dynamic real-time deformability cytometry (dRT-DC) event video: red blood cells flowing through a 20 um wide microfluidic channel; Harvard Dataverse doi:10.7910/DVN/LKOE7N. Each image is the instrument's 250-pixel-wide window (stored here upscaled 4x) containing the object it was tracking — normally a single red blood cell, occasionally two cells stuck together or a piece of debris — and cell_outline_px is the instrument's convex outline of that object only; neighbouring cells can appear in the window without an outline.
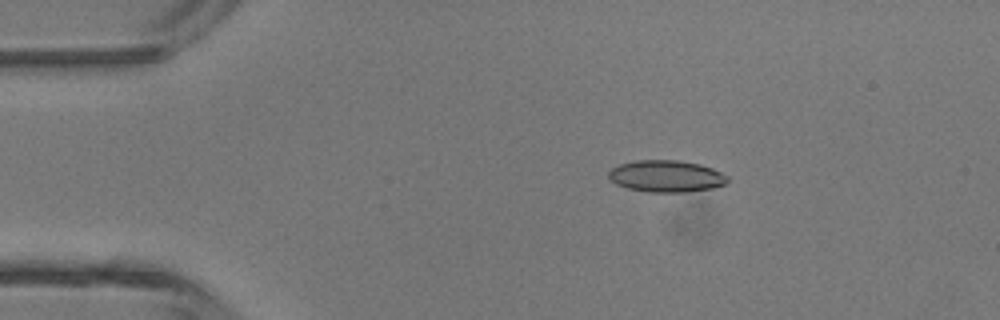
{"species": "common noctule bat (a hibernating species)", "species_latin": "Nyctalus noctula", "temperature_condition": "room temperature", "stored_images_in_passage": 4, "camera_frame_rate_fps": 3000, "um_per_image_px": 0.085, "animal": {"sex": "male", "body_mass_g": 13.3}, "frame": {"image": 1, "passage_image": 2, "time_ms": 0.333, "image_size_px": [1000, 320], "cell_outline_px": [[728, 180], [724, 184], [712, 188], [684, 192], [648, 192], [628, 188], [616, 184], [608, 180], [608, 172], [612, 168], [620, 164], [636, 160], [676, 160], [700, 164], [712, 168], [728, 176]], "centroid_in_image_um": [56.6, 14.97], "position_along_channel_um": 28.4, "area_um2": 22.02}}
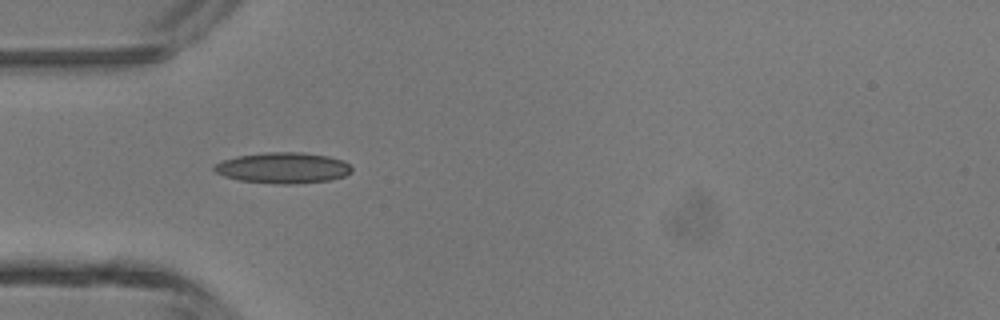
{"frame": {"image": 2, "passage_image": 3, "time_ms": 0.667, "image_size_px": [1000, 320], "cell_outline_px": [[352, 172], [344, 176], [328, 180], [292, 184], [280, 184], [240, 180], [224, 176], [216, 172], [212, 168], [216, 164], [224, 160], [236, 156], [264, 152], [300, 152], [328, 156], [344, 160], [352, 168]], "centroid_in_image_um": [24.07, 14.26], "position_along_channel_um": 60.9, "area_um2": 24.62}}
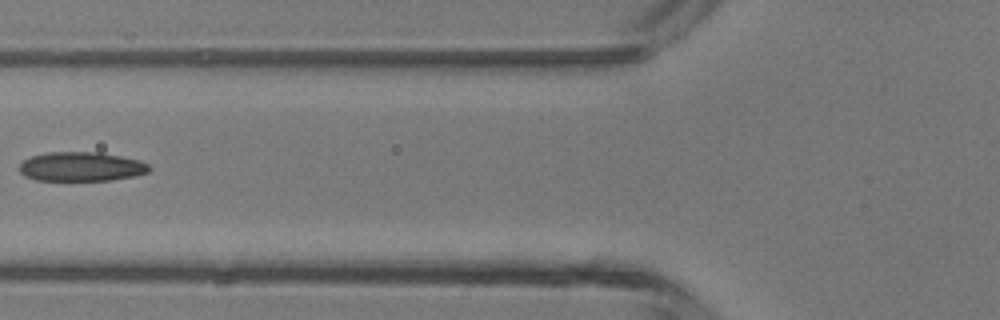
{"frame": {"image": 3, "passage_image": 4, "time_ms": 1.0, "image_size_px": [1000, 320], "cell_outline_px": [[152, 168], [148, 172], [132, 176], [112, 180], [36, 180], [24, 176], [20, 172], [20, 164], [24, 160], [32, 156], [48, 152], [100, 152], [140, 160], [148, 164]], "centroid_in_image_um": [6.91, 14.16], "position_along_channel_um": 118.9, "area_um2": 22.08}}